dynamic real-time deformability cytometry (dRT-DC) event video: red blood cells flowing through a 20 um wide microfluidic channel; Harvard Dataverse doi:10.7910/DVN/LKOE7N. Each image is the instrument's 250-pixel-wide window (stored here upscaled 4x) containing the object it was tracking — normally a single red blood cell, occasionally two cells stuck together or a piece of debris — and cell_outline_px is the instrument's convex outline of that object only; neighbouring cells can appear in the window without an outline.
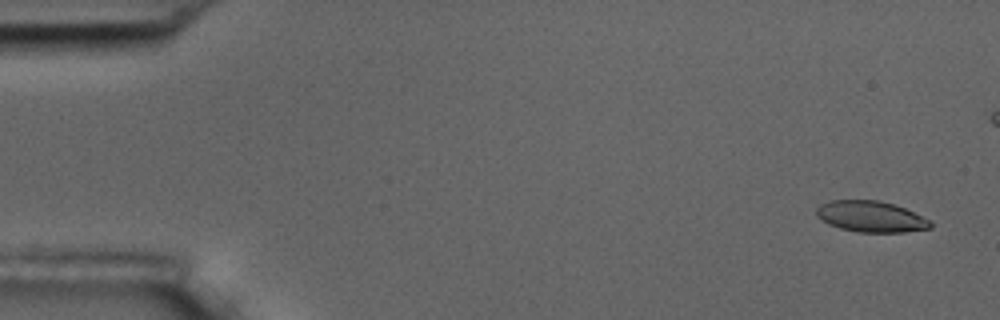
{"species": "common noctule bat (a hibernating species)", "species_latin": "Nyctalus noctula", "temperature_condition": "room temperature", "stored_images_in_passage": 6, "camera_frame_rate_fps": 3000, "um_per_image_px": 0.085, "animal": {"sex": "male", "body_mass_g": 17.5, "forearm_length_mm": 52.3}, "frame": {"image": 1, "passage_image": 1, "time_ms": 0.0, "image_size_px": [1000, 320], "cell_outline_px": [[932, 228], [904, 232], [856, 232], [840, 228], [828, 224], [820, 220], [816, 216], [816, 208], [820, 204], [832, 200], [880, 200], [904, 208], [932, 220]], "centroid_in_image_um": [74.02, 18.41], "position_along_channel_um": 11.0, "area_um2": 20.81}}